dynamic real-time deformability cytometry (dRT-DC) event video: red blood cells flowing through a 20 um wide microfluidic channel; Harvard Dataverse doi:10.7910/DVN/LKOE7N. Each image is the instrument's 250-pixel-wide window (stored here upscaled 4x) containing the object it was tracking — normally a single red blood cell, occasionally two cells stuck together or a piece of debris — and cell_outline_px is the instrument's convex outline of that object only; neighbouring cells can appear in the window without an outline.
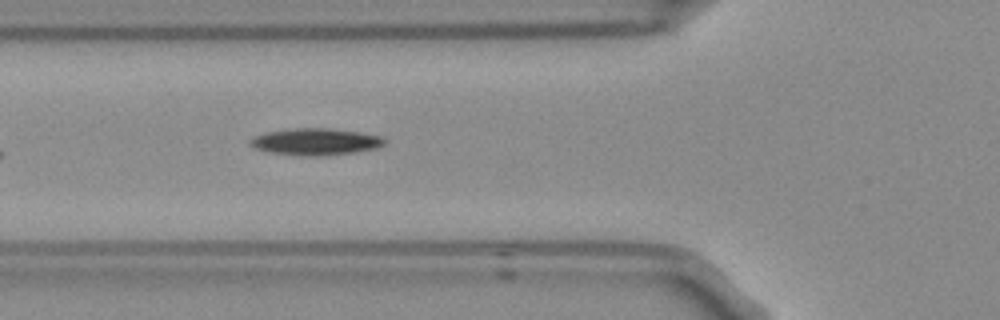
{"species": "Egyptian fruit bat (a non-hibernating species)", "species_latin": "Rousettus aegyptiacus", "temperature_condition": "room temperature", "stored_images_in_passage": 6, "camera_frame_rate_fps": 3000, "um_per_image_px": 0.085, "frame": {"image": 1, "passage_image": 6, "time_ms": 1.667, "image_size_px": [1000, 320], "cell_outline_px": [[384, 144], [376, 148], [356, 152], [324, 156], [304, 156], [268, 152], [256, 148], [248, 144], [248, 140], [252, 136], [268, 132], [288, 128], [328, 128], [360, 132], [384, 136]], "centroid_in_image_um": [26.8, 12.04], "position_along_channel_um": 99.0, "area_um2": 21.21}}